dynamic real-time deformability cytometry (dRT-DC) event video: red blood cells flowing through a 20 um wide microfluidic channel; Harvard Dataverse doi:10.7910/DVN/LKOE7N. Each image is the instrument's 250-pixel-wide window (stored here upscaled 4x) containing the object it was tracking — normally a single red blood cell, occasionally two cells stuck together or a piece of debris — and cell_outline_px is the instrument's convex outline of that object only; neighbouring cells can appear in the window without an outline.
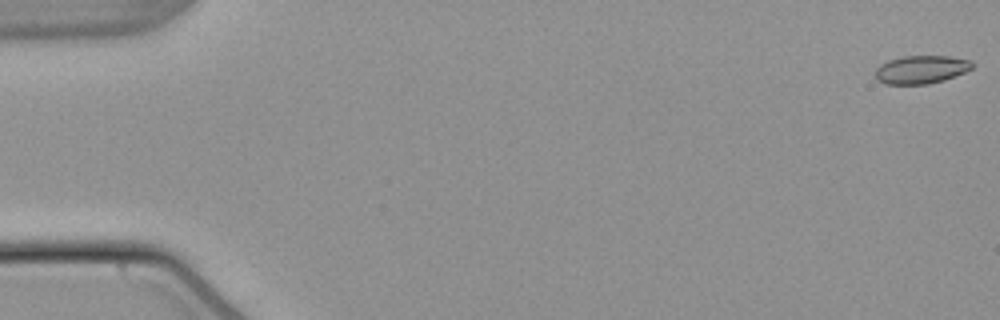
{"species": "common noctule bat (a hibernating species)", "species_latin": "Nyctalus noctula", "temperature_condition": "warm", "stored_images_in_passage": 54, "camera_frame_rate_fps": 3000, "um_per_image_px": 0.085, "animal": {"sex": "male", "body_mass_g": 21.5, "forearm_length_mm": 52.0}, "frame": {"image": 1, "passage_image": 1, "time_ms": 0.0, "image_size_px": [1000, 320], "cell_outline_px": [[972, 68], [964, 72], [944, 80], [928, 84], [884, 84], [876, 80], [876, 68], [880, 64], [888, 60], [904, 56], [948, 56], [972, 60]], "centroid_in_image_um": [78.27, 5.91], "position_along_channel_um": 6.7, "area_um2": 15.9}}
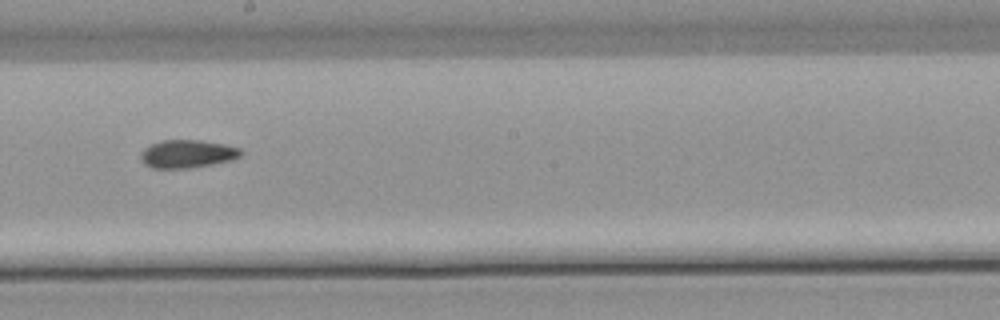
{"frame": {"image": 2, "passage_image": 31, "time_ms": 10.0, "image_size_px": [1000, 320], "cell_outline_px": [[244, 152], [240, 156], [232, 160], [212, 164], [188, 168], [152, 168], [144, 164], [140, 160], [140, 152], [144, 148], [160, 140], [200, 140], [224, 144], [240, 148]], "centroid_in_image_um": [15.91, 13.08], "position_along_channel_um": 232.3, "area_um2": 16.47}}
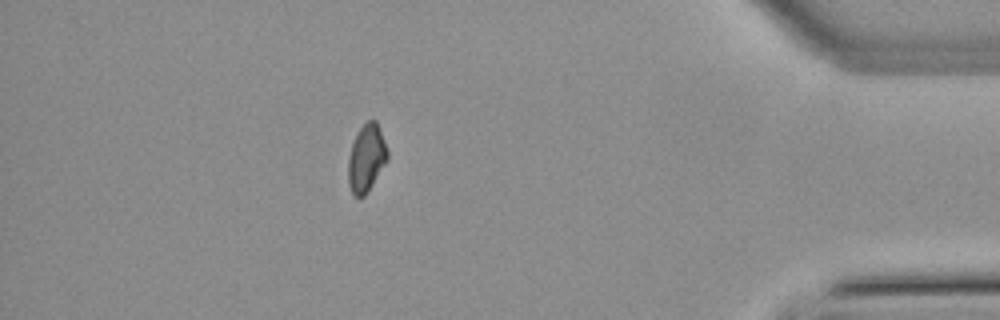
{"frame": {"image": 3, "passage_image": 48, "time_ms": 15.667, "image_size_px": [1000, 320], "cell_outline_px": [[388, 160], [364, 196], [352, 196], [348, 184], [348, 160], [352, 144], [360, 128], [368, 120], [376, 120], [380, 128], [388, 152]], "centroid_in_image_um": [31.14, 13.45], "position_along_channel_um": 404.1, "area_um2": 15.32}, "authors_computed_cell_mechanics": {"area_um2": 16.0395, "velocity_mm_per_s": 3.828, "shape_relaxation_time_tau1_ms": null, "shape_relaxation_time_tau2_ms": 9.0766, "deformation_change_tau1": null, "deformation_change_tau2": 0.1362}}